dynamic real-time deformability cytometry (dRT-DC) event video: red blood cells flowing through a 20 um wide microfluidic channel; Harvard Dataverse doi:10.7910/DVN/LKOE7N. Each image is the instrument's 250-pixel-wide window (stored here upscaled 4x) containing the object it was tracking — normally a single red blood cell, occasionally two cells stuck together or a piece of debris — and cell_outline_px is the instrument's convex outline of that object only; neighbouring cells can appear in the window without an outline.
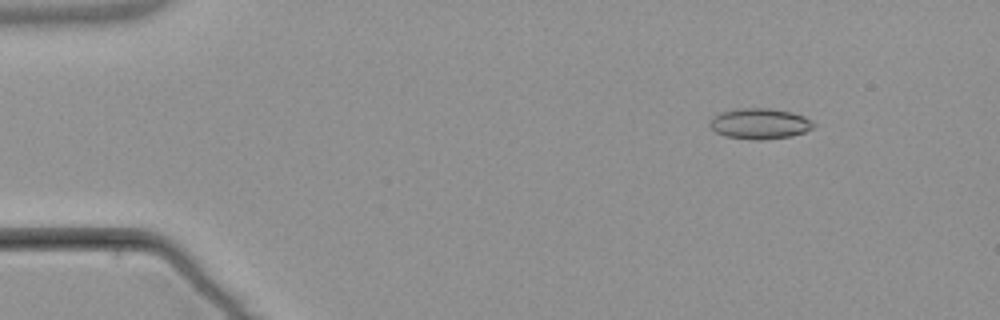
{"species": "common noctule bat (a hibernating species)", "species_latin": "Nyctalus noctula", "temperature_condition": "warm", "stored_images_in_passage": 6, "camera_frame_rate_fps": 3000, "um_per_image_px": 0.085, "animal": {"sex": "male", "body_mass_g": 21.5, "forearm_length_mm": 52.0}, "frame": {"image": 1, "passage_image": 2, "time_ms": 1.0, "image_size_px": [1000, 320], "cell_outline_px": [[816, 124], [812, 128], [804, 132], [792, 136], [764, 140], [756, 140], [728, 136], [716, 132], [712, 128], [712, 116], [720, 112], [740, 108], [768, 108], [792, 112], [804, 116], [812, 120]], "centroid_in_image_um": [64.63, 10.5], "position_along_channel_um": 20.4, "area_um2": 18.44}}
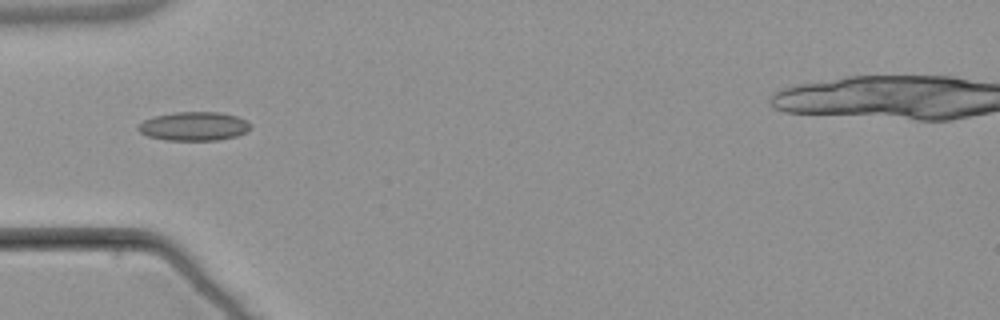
{"frame": {"image": 2, "passage_image": 5, "time_ms": 4.667, "image_size_px": [1000, 320], "cell_outline_px": [[252, 128], [236, 136], [216, 140], [164, 140], [148, 136], [140, 132], [136, 128], [144, 120], [152, 116], [176, 112], [220, 112], [236, 116], [252, 124]], "centroid_in_image_um": [16.47, 10.73], "position_along_channel_um": 68.5, "area_um2": 18.84}}
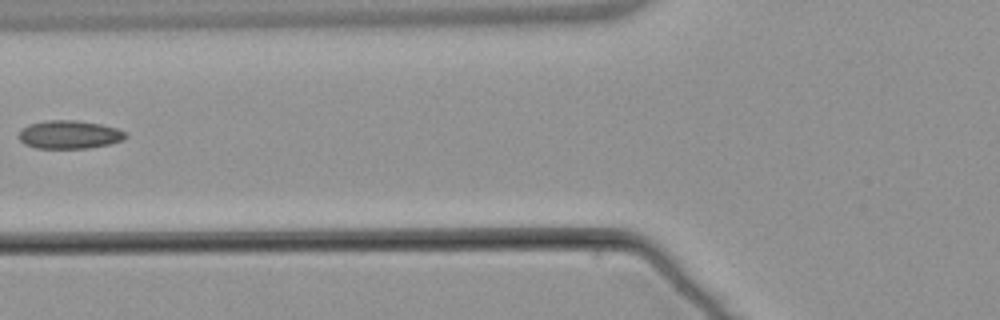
{"frame": {"image": 3, "passage_image": 6, "time_ms": 6.0, "image_size_px": [1000, 320], "cell_outline_px": [[128, 136], [124, 140], [108, 144], [88, 148], [36, 148], [24, 144], [20, 140], [20, 128], [28, 124], [48, 120], [76, 120], [100, 124], [116, 128], [128, 132]], "centroid_in_image_um": [5.91, 11.43], "position_along_channel_um": 119.9, "area_um2": 17.69}}